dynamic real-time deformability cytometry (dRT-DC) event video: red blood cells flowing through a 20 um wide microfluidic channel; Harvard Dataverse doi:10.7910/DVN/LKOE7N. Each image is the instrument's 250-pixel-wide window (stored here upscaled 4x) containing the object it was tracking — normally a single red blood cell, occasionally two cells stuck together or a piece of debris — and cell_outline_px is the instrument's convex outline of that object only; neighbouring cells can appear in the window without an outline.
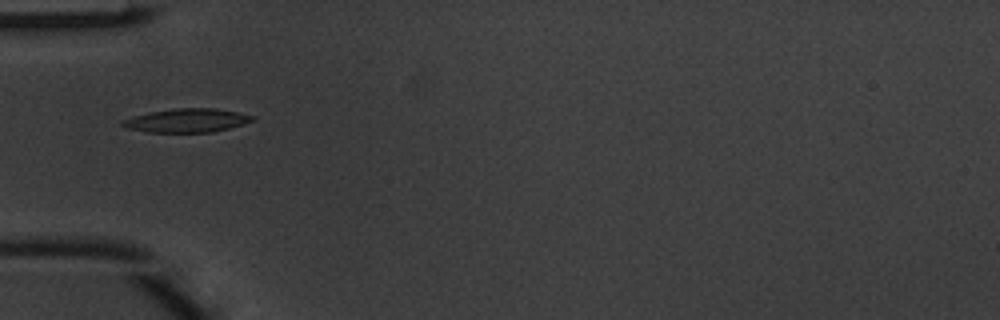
{"species": "common noctule bat (a hibernating species)", "species_latin": "Nyctalus noctula", "temperature_condition": "warm", "stored_images_in_passage": 6, "camera_frame_rate_fps": 3000, "um_per_image_px": 0.085, "animal": {"sex": "male", "body_mass_g": 20.1, "forearm_length_mm": 53.5}, "frame": {"image": 1, "passage_image": 5, "time_ms": 1.333, "image_size_px": [1000, 320], "cell_outline_px": [[256, 120], [244, 124], [212, 132], [148, 132], [128, 128], [120, 124], [120, 120], [148, 112], [176, 108], [216, 108], [256, 116]], "centroid_in_image_um": [15.9, 10.23], "position_along_channel_um": 69.1, "area_um2": 17.98}}